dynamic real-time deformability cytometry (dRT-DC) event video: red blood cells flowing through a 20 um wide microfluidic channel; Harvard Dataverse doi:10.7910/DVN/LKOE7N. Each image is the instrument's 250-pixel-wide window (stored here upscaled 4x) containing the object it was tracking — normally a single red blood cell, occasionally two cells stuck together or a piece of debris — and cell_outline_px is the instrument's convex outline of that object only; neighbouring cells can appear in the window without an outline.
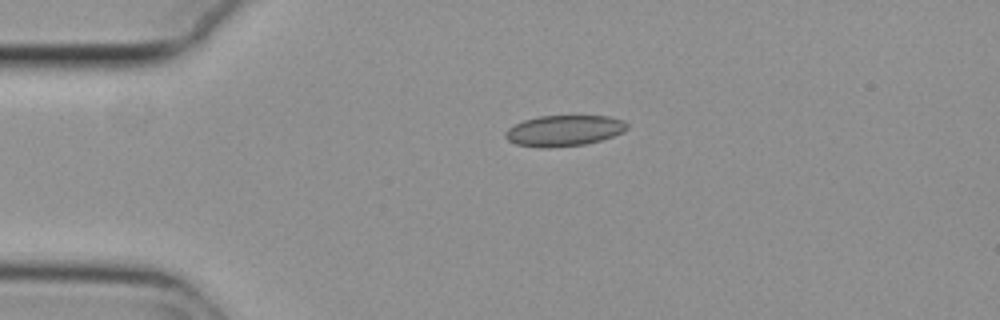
{"species": "common noctule bat (a hibernating species)", "species_latin": "Nyctalus noctula", "temperature_condition": "cold", "stored_images_in_passage": 43, "camera_frame_rate_fps": 3000, "um_per_image_px": 0.085, "animal": {"sex": "female", "body_mass_g": 29.2, "forearm_length_mm": 56.3}, "frame": {"image": 1, "passage_image": 1, "time_ms": 0.0, "image_size_px": [1000, 320], "cell_outline_px": [[628, 128], [624, 132], [600, 140], [584, 144], [548, 148], [540, 148], [516, 144], [508, 140], [504, 136], [504, 132], [508, 128], [524, 120], [540, 116], [608, 116], [624, 120], [628, 124]], "centroid_in_image_um": [47.94, 11.1], "position_along_channel_um": 37.1, "area_um2": 21.91}}
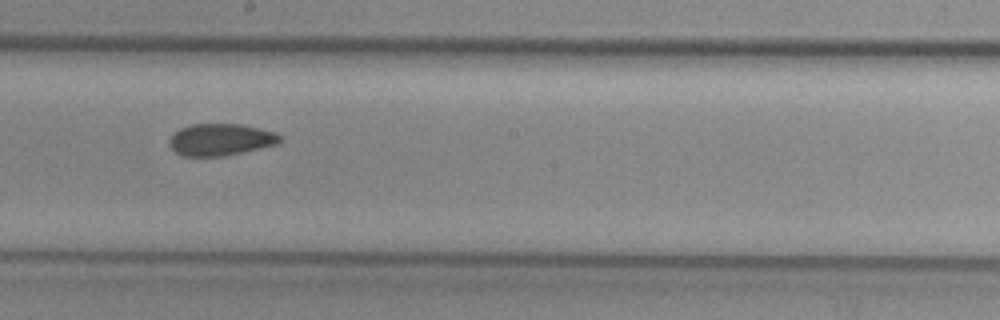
{"frame": {"image": 2, "passage_image": 19, "time_ms": 6.0, "image_size_px": [1000, 320], "cell_outline_px": [[284, 140], [276, 144], [260, 148], [224, 156], [180, 156], [168, 144], [168, 140], [180, 128], [192, 124], [240, 124], [260, 128], [276, 132]], "centroid_in_image_um": [18.76, 11.86], "position_along_channel_um": 229.4, "area_um2": 20.58}}
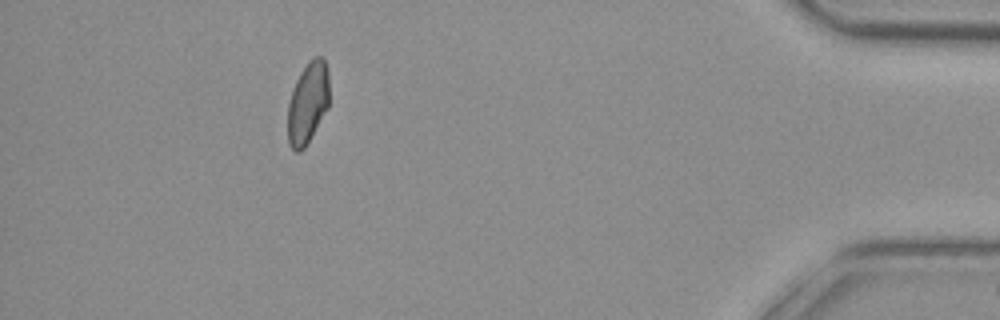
{"frame": {"image": 3, "passage_image": 38, "time_ms": 12.333, "image_size_px": [1000, 320], "cell_outline_px": [[328, 108], [304, 148], [300, 152], [296, 152], [288, 144], [288, 104], [292, 88], [300, 72], [308, 60], [312, 56], [324, 56], [328, 68]], "centroid_in_image_um": [26.16, 8.69], "position_along_channel_um": 409.0, "area_um2": 19.94}, "authors_computed_cell_mechanics": {"area_um2": 20.5768, "velocity_mm_per_s": 3.7808, "shape_relaxation_time_tau1_ms": null, "shape_relaxation_time_tau2_ms": 4.123, "deformation_change_tau1": null, "deformation_change_tau2": 0.0814}}